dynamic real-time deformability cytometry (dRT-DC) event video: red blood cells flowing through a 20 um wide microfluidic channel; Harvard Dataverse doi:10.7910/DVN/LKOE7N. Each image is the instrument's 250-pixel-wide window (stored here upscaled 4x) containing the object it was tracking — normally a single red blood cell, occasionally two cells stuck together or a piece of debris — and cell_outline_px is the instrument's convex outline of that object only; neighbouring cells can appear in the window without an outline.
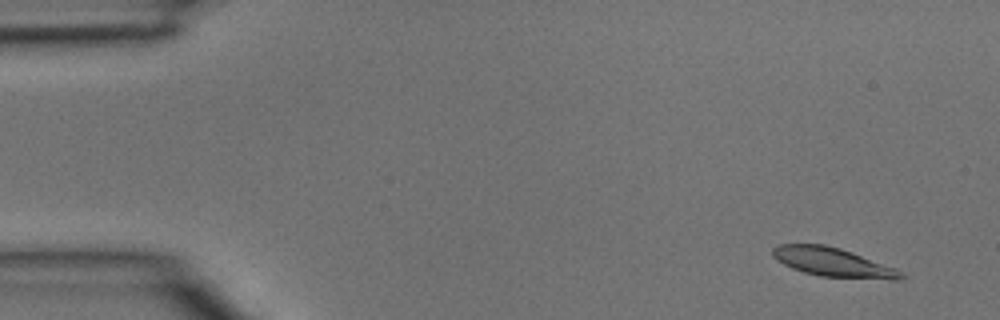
{"species": "common noctule bat (a hibernating species)", "species_latin": "Nyctalus noctula", "temperature_condition": "room temperature", "stored_images_in_passage": 5, "segment_of_instrument_passage": [2, 2], "camera_frame_rate_fps": 3000, "um_per_image_px": 0.085, "animal": {"sex": "male", "body_mass_g": 15.6}, "frame": {"image": 1, "passage_image": 5, "time_ms": 1.333, "image_size_px": [1000, 320], "cell_outline_px": [[904, 276], [900, 280], [892, 280], [820, 276], [804, 272], [792, 268], [776, 260], [772, 256], [772, 248], [776, 244], [824, 244], [840, 248], [852, 252], [896, 268], [904, 272]], "centroid_in_image_um": [70.8, 22.29], "position_along_channel_um": 14.2, "area_um2": 21.79}}